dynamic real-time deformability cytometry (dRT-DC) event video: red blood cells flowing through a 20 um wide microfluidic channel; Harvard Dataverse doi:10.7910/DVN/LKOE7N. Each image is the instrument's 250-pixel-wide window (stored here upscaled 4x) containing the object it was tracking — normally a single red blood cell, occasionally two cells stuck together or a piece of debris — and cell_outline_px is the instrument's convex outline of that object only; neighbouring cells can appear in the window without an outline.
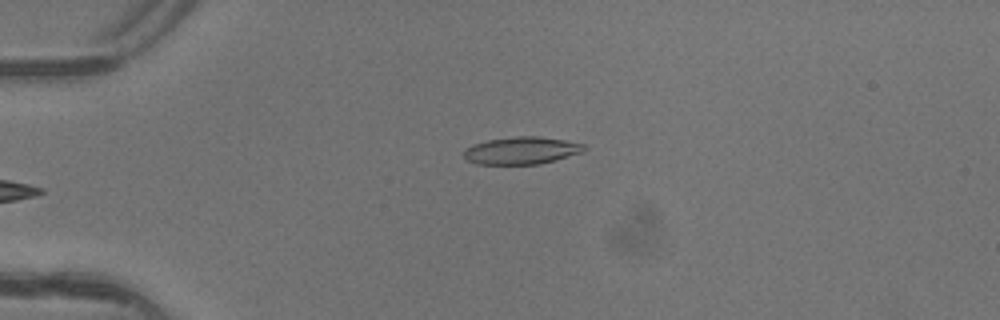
{"species": "common noctule bat (a hibernating species)", "species_latin": "Nyctalus noctula", "temperature_condition": "warm", "stored_images_in_passage": 6, "camera_frame_rate_fps": 3000, "um_per_image_px": 0.085, "animal": {"sex": "female"}, "frame": {"image": 1, "passage_image": 5, "time_ms": 1.333, "image_size_px": [1000, 320], "cell_outline_px": [[584, 152], [556, 160], [540, 164], [476, 164], [468, 160], [464, 156], [464, 152], [472, 144], [488, 140], [516, 136], [536, 136], [564, 140], [584, 144]], "centroid_in_image_um": [44.34, 12.8], "position_along_channel_um": 40.7, "area_um2": 19.07}}